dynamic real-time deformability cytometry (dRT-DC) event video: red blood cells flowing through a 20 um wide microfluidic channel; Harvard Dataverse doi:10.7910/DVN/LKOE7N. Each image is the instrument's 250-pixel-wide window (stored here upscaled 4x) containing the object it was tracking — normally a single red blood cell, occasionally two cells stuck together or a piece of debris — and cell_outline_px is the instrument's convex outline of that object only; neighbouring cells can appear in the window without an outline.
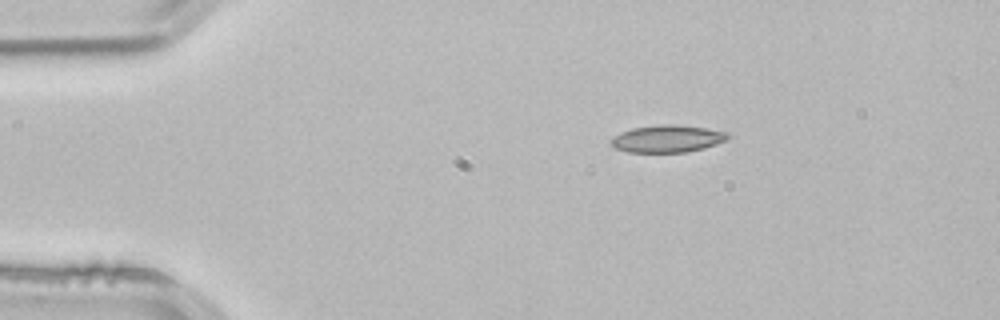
{"species": "common noctule bat (a hibernating species)", "species_latin": "Nyctalus noctula", "temperature_condition": "room temperature", "stored_images_in_passage": 3, "camera_frame_rate_fps": 3000, "um_per_image_px": 0.085, "animal": {"sex": "male", "body_mass_g": 21.5, "forearm_length_mm": 52.0}, "frame": {"image": 1, "passage_image": 2, "time_ms": 0.333, "image_size_px": [1000, 320], "cell_outline_px": [[732, 136], [728, 140], [704, 148], [684, 152], [628, 152], [616, 148], [608, 140], [620, 132], [632, 128], [660, 124], [676, 124], [708, 128], [728, 132]], "centroid_in_image_um": [56.76, 11.78], "position_along_channel_um": 28.2, "area_um2": 18.79}}